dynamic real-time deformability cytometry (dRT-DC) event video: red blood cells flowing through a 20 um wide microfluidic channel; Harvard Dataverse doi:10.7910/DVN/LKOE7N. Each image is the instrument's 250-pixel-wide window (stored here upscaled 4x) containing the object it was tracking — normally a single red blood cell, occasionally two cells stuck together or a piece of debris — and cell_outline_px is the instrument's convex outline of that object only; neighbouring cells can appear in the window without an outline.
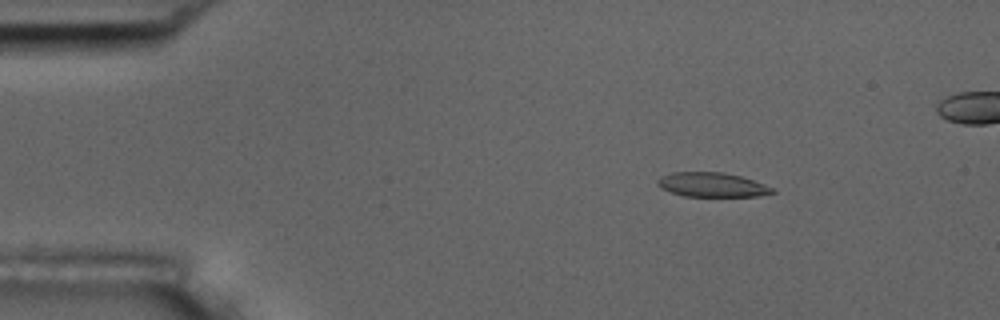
{"species": "common noctule bat (a hibernating species)", "species_latin": "Nyctalus noctula", "temperature_condition": "room temperature", "stored_images_in_passage": 6, "camera_frame_rate_fps": 3000, "um_per_image_px": 0.085, "animal": {"sex": "male", "body_mass_g": 17.5, "forearm_length_mm": 52.3}, "frame": {"image": 1, "passage_image": 3, "time_ms": 2.333, "image_size_px": [1000, 320], "cell_outline_px": [[776, 192], [756, 196], [684, 196], [660, 188], [656, 180], [660, 176], [672, 172], [724, 172], [740, 176], [776, 188]], "centroid_in_image_um": [60.52, 15.7], "position_along_channel_um": 24.5, "area_um2": 16.3}}